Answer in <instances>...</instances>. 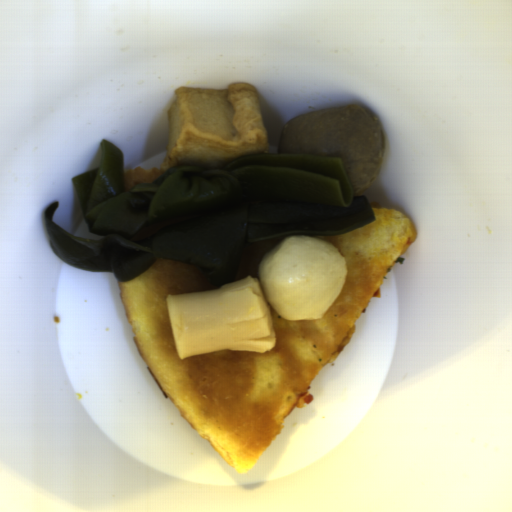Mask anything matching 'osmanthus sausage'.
<instances>
[{
    "label": "osmanthus sausage",
    "mask_w": 512,
    "mask_h": 512,
    "mask_svg": "<svg viewBox=\"0 0 512 512\" xmlns=\"http://www.w3.org/2000/svg\"><path fill=\"white\" fill-rule=\"evenodd\" d=\"M166 302L180 360L218 350L275 349L270 306L260 278L250 275L217 289L167 294Z\"/></svg>",
    "instance_id": "obj_1"
}]
</instances>
